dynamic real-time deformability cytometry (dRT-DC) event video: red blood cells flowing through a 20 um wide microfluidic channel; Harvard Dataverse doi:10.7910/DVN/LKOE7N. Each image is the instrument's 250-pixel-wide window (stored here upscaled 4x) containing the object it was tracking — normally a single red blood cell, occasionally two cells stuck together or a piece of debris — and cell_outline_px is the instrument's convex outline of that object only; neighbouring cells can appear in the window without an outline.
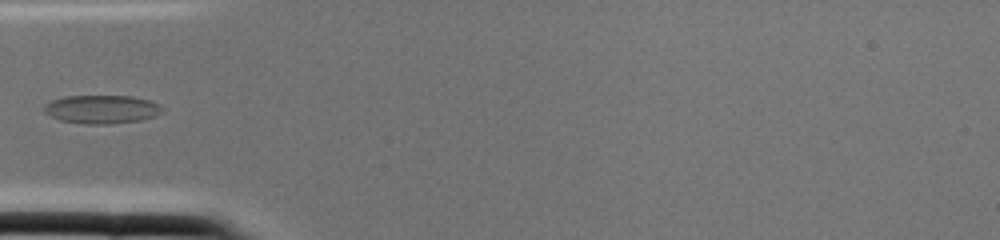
{"species": "common noctule bat (a hibernating species)", "species_latin": "Nyctalus noctula", "temperature_condition": "cold", "stored_images_in_passage": 2, "camera_frame_rate_fps": 3000, "um_per_image_px": 0.085, "animal": {"sex": "female", "body_mass_g": 22.0, "forearm_length_mm": 56.7}, "frame": {"image": 1, "passage_image": 2, "time_ms": 0.333, "image_size_px": [1000, 240], "cell_outline_px": [[164, 112], [156, 116], [140, 120], [108, 124], [84, 124], [60, 120], [44, 112], [44, 104], [52, 100], [64, 96], [132, 96], [148, 100], [160, 104], [164, 108]], "centroid_in_image_um": [8.68, 9.29], "position_along_channel_um": 76.3, "area_um2": 19.71}}